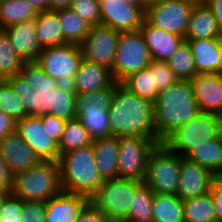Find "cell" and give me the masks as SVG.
Segmentation results:
<instances>
[{"instance_id": "1", "label": "cell", "mask_w": 222, "mask_h": 222, "mask_svg": "<svg viewBox=\"0 0 222 222\" xmlns=\"http://www.w3.org/2000/svg\"><path fill=\"white\" fill-rule=\"evenodd\" d=\"M154 101L141 98L122 83H114L109 108L110 134L114 137H157Z\"/></svg>"}, {"instance_id": "2", "label": "cell", "mask_w": 222, "mask_h": 222, "mask_svg": "<svg viewBox=\"0 0 222 222\" xmlns=\"http://www.w3.org/2000/svg\"><path fill=\"white\" fill-rule=\"evenodd\" d=\"M154 107L155 132L159 143L200 113L190 80H177L160 91Z\"/></svg>"}, {"instance_id": "3", "label": "cell", "mask_w": 222, "mask_h": 222, "mask_svg": "<svg viewBox=\"0 0 222 222\" xmlns=\"http://www.w3.org/2000/svg\"><path fill=\"white\" fill-rule=\"evenodd\" d=\"M6 80L21 98L28 116L49 114L56 79L45 73L36 61L24 62L20 72L6 77Z\"/></svg>"}, {"instance_id": "4", "label": "cell", "mask_w": 222, "mask_h": 222, "mask_svg": "<svg viewBox=\"0 0 222 222\" xmlns=\"http://www.w3.org/2000/svg\"><path fill=\"white\" fill-rule=\"evenodd\" d=\"M58 164L63 192L91 198L104 182L98 171L92 144L61 154Z\"/></svg>"}, {"instance_id": "5", "label": "cell", "mask_w": 222, "mask_h": 222, "mask_svg": "<svg viewBox=\"0 0 222 222\" xmlns=\"http://www.w3.org/2000/svg\"><path fill=\"white\" fill-rule=\"evenodd\" d=\"M62 192L58 162L40 161L14 174L11 194L22 201L46 202Z\"/></svg>"}, {"instance_id": "6", "label": "cell", "mask_w": 222, "mask_h": 222, "mask_svg": "<svg viewBox=\"0 0 222 222\" xmlns=\"http://www.w3.org/2000/svg\"><path fill=\"white\" fill-rule=\"evenodd\" d=\"M222 134V116L200 112L186 125L177 128L163 143L181 157H187L196 147Z\"/></svg>"}, {"instance_id": "7", "label": "cell", "mask_w": 222, "mask_h": 222, "mask_svg": "<svg viewBox=\"0 0 222 222\" xmlns=\"http://www.w3.org/2000/svg\"><path fill=\"white\" fill-rule=\"evenodd\" d=\"M82 59L80 45L65 43L42 48L36 62L56 79L57 88L76 94L75 75Z\"/></svg>"}, {"instance_id": "8", "label": "cell", "mask_w": 222, "mask_h": 222, "mask_svg": "<svg viewBox=\"0 0 222 222\" xmlns=\"http://www.w3.org/2000/svg\"><path fill=\"white\" fill-rule=\"evenodd\" d=\"M180 158L163 142L157 144L148 156L143 183L156 194L177 195Z\"/></svg>"}, {"instance_id": "9", "label": "cell", "mask_w": 222, "mask_h": 222, "mask_svg": "<svg viewBox=\"0 0 222 222\" xmlns=\"http://www.w3.org/2000/svg\"><path fill=\"white\" fill-rule=\"evenodd\" d=\"M114 84L92 93L77 95L76 114L92 140L110 137L109 108Z\"/></svg>"}, {"instance_id": "10", "label": "cell", "mask_w": 222, "mask_h": 222, "mask_svg": "<svg viewBox=\"0 0 222 222\" xmlns=\"http://www.w3.org/2000/svg\"><path fill=\"white\" fill-rule=\"evenodd\" d=\"M142 183L122 178L104 180L90 201L103 211L111 222H125L132 207L135 190Z\"/></svg>"}, {"instance_id": "11", "label": "cell", "mask_w": 222, "mask_h": 222, "mask_svg": "<svg viewBox=\"0 0 222 222\" xmlns=\"http://www.w3.org/2000/svg\"><path fill=\"white\" fill-rule=\"evenodd\" d=\"M150 63L149 49L140 30L120 32L112 68L114 81L122 83L131 74L147 68Z\"/></svg>"}, {"instance_id": "12", "label": "cell", "mask_w": 222, "mask_h": 222, "mask_svg": "<svg viewBox=\"0 0 222 222\" xmlns=\"http://www.w3.org/2000/svg\"><path fill=\"white\" fill-rule=\"evenodd\" d=\"M157 144V137H119L118 178L143 182L148 156Z\"/></svg>"}, {"instance_id": "13", "label": "cell", "mask_w": 222, "mask_h": 222, "mask_svg": "<svg viewBox=\"0 0 222 222\" xmlns=\"http://www.w3.org/2000/svg\"><path fill=\"white\" fill-rule=\"evenodd\" d=\"M198 0H162L148 5L145 20L152 26L185 37L191 11Z\"/></svg>"}, {"instance_id": "14", "label": "cell", "mask_w": 222, "mask_h": 222, "mask_svg": "<svg viewBox=\"0 0 222 222\" xmlns=\"http://www.w3.org/2000/svg\"><path fill=\"white\" fill-rule=\"evenodd\" d=\"M120 32L103 25L90 26L89 33L80 44L82 58L111 70Z\"/></svg>"}, {"instance_id": "15", "label": "cell", "mask_w": 222, "mask_h": 222, "mask_svg": "<svg viewBox=\"0 0 222 222\" xmlns=\"http://www.w3.org/2000/svg\"><path fill=\"white\" fill-rule=\"evenodd\" d=\"M16 132L36 153L41 161L58 162V142L43 130L41 116H25L16 121Z\"/></svg>"}, {"instance_id": "16", "label": "cell", "mask_w": 222, "mask_h": 222, "mask_svg": "<svg viewBox=\"0 0 222 222\" xmlns=\"http://www.w3.org/2000/svg\"><path fill=\"white\" fill-rule=\"evenodd\" d=\"M101 25L118 32L139 31L145 20V12L124 0L100 2Z\"/></svg>"}, {"instance_id": "17", "label": "cell", "mask_w": 222, "mask_h": 222, "mask_svg": "<svg viewBox=\"0 0 222 222\" xmlns=\"http://www.w3.org/2000/svg\"><path fill=\"white\" fill-rule=\"evenodd\" d=\"M217 179L215 175L204 167L186 157H181L177 196L184 201L204 195L210 192Z\"/></svg>"}, {"instance_id": "18", "label": "cell", "mask_w": 222, "mask_h": 222, "mask_svg": "<svg viewBox=\"0 0 222 222\" xmlns=\"http://www.w3.org/2000/svg\"><path fill=\"white\" fill-rule=\"evenodd\" d=\"M190 82L200 112L222 116V74H197Z\"/></svg>"}, {"instance_id": "19", "label": "cell", "mask_w": 222, "mask_h": 222, "mask_svg": "<svg viewBox=\"0 0 222 222\" xmlns=\"http://www.w3.org/2000/svg\"><path fill=\"white\" fill-rule=\"evenodd\" d=\"M0 157L13 174L27 170L41 161L16 131L0 139Z\"/></svg>"}, {"instance_id": "20", "label": "cell", "mask_w": 222, "mask_h": 222, "mask_svg": "<svg viewBox=\"0 0 222 222\" xmlns=\"http://www.w3.org/2000/svg\"><path fill=\"white\" fill-rule=\"evenodd\" d=\"M149 49L151 61L167 62L185 40L181 36L150 25L146 20L140 28Z\"/></svg>"}, {"instance_id": "21", "label": "cell", "mask_w": 222, "mask_h": 222, "mask_svg": "<svg viewBox=\"0 0 222 222\" xmlns=\"http://www.w3.org/2000/svg\"><path fill=\"white\" fill-rule=\"evenodd\" d=\"M3 30L24 62L37 60L42 48L36 35L35 19L7 26Z\"/></svg>"}, {"instance_id": "22", "label": "cell", "mask_w": 222, "mask_h": 222, "mask_svg": "<svg viewBox=\"0 0 222 222\" xmlns=\"http://www.w3.org/2000/svg\"><path fill=\"white\" fill-rule=\"evenodd\" d=\"M188 41L197 74H222V38Z\"/></svg>"}, {"instance_id": "23", "label": "cell", "mask_w": 222, "mask_h": 222, "mask_svg": "<svg viewBox=\"0 0 222 222\" xmlns=\"http://www.w3.org/2000/svg\"><path fill=\"white\" fill-rule=\"evenodd\" d=\"M89 202L84 195L62 191L45 202L46 222H75Z\"/></svg>"}, {"instance_id": "24", "label": "cell", "mask_w": 222, "mask_h": 222, "mask_svg": "<svg viewBox=\"0 0 222 222\" xmlns=\"http://www.w3.org/2000/svg\"><path fill=\"white\" fill-rule=\"evenodd\" d=\"M115 83L110 69L81 60L75 75L76 94H87L109 88Z\"/></svg>"}, {"instance_id": "25", "label": "cell", "mask_w": 222, "mask_h": 222, "mask_svg": "<svg viewBox=\"0 0 222 222\" xmlns=\"http://www.w3.org/2000/svg\"><path fill=\"white\" fill-rule=\"evenodd\" d=\"M222 38L216 19L204 2L198 1L191 11L185 40Z\"/></svg>"}, {"instance_id": "26", "label": "cell", "mask_w": 222, "mask_h": 222, "mask_svg": "<svg viewBox=\"0 0 222 222\" xmlns=\"http://www.w3.org/2000/svg\"><path fill=\"white\" fill-rule=\"evenodd\" d=\"M95 161L103 180L118 178L119 137L92 140Z\"/></svg>"}, {"instance_id": "27", "label": "cell", "mask_w": 222, "mask_h": 222, "mask_svg": "<svg viewBox=\"0 0 222 222\" xmlns=\"http://www.w3.org/2000/svg\"><path fill=\"white\" fill-rule=\"evenodd\" d=\"M35 28L41 48L64 44L61 23L55 10L38 13L35 18Z\"/></svg>"}, {"instance_id": "28", "label": "cell", "mask_w": 222, "mask_h": 222, "mask_svg": "<svg viewBox=\"0 0 222 222\" xmlns=\"http://www.w3.org/2000/svg\"><path fill=\"white\" fill-rule=\"evenodd\" d=\"M186 158L220 178L222 176V134L207 141L206 144L194 148Z\"/></svg>"}, {"instance_id": "29", "label": "cell", "mask_w": 222, "mask_h": 222, "mask_svg": "<svg viewBox=\"0 0 222 222\" xmlns=\"http://www.w3.org/2000/svg\"><path fill=\"white\" fill-rule=\"evenodd\" d=\"M153 222H185L183 201L177 195H153Z\"/></svg>"}, {"instance_id": "30", "label": "cell", "mask_w": 222, "mask_h": 222, "mask_svg": "<svg viewBox=\"0 0 222 222\" xmlns=\"http://www.w3.org/2000/svg\"><path fill=\"white\" fill-rule=\"evenodd\" d=\"M55 11L61 23L64 44L80 45L89 33L90 25L76 15L70 8Z\"/></svg>"}, {"instance_id": "31", "label": "cell", "mask_w": 222, "mask_h": 222, "mask_svg": "<svg viewBox=\"0 0 222 222\" xmlns=\"http://www.w3.org/2000/svg\"><path fill=\"white\" fill-rule=\"evenodd\" d=\"M185 222H216L211 192L183 201Z\"/></svg>"}, {"instance_id": "32", "label": "cell", "mask_w": 222, "mask_h": 222, "mask_svg": "<svg viewBox=\"0 0 222 222\" xmlns=\"http://www.w3.org/2000/svg\"><path fill=\"white\" fill-rule=\"evenodd\" d=\"M38 13L26 0H4L0 3V29L33 20Z\"/></svg>"}, {"instance_id": "33", "label": "cell", "mask_w": 222, "mask_h": 222, "mask_svg": "<svg viewBox=\"0 0 222 222\" xmlns=\"http://www.w3.org/2000/svg\"><path fill=\"white\" fill-rule=\"evenodd\" d=\"M91 144L92 139L78 118L66 121L61 139L58 143L60 155Z\"/></svg>"}, {"instance_id": "34", "label": "cell", "mask_w": 222, "mask_h": 222, "mask_svg": "<svg viewBox=\"0 0 222 222\" xmlns=\"http://www.w3.org/2000/svg\"><path fill=\"white\" fill-rule=\"evenodd\" d=\"M178 80H191L197 75V70L188 41H183L179 48L167 61Z\"/></svg>"}, {"instance_id": "35", "label": "cell", "mask_w": 222, "mask_h": 222, "mask_svg": "<svg viewBox=\"0 0 222 222\" xmlns=\"http://www.w3.org/2000/svg\"><path fill=\"white\" fill-rule=\"evenodd\" d=\"M154 192L142 183L134 193L132 207L125 222H153L152 200Z\"/></svg>"}, {"instance_id": "36", "label": "cell", "mask_w": 222, "mask_h": 222, "mask_svg": "<svg viewBox=\"0 0 222 222\" xmlns=\"http://www.w3.org/2000/svg\"><path fill=\"white\" fill-rule=\"evenodd\" d=\"M122 84L141 98L155 102L158 97L159 92L154 84V72H151L148 67L131 74Z\"/></svg>"}, {"instance_id": "37", "label": "cell", "mask_w": 222, "mask_h": 222, "mask_svg": "<svg viewBox=\"0 0 222 222\" xmlns=\"http://www.w3.org/2000/svg\"><path fill=\"white\" fill-rule=\"evenodd\" d=\"M23 59L16 53L3 29H0V72L6 78L20 72Z\"/></svg>"}, {"instance_id": "38", "label": "cell", "mask_w": 222, "mask_h": 222, "mask_svg": "<svg viewBox=\"0 0 222 222\" xmlns=\"http://www.w3.org/2000/svg\"><path fill=\"white\" fill-rule=\"evenodd\" d=\"M77 94L69 93L62 89H53L52 108L49 114L57 116L65 121L76 119Z\"/></svg>"}, {"instance_id": "39", "label": "cell", "mask_w": 222, "mask_h": 222, "mask_svg": "<svg viewBox=\"0 0 222 222\" xmlns=\"http://www.w3.org/2000/svg\"><path fill=\"white\" fill-rule=\"evenodd\" d=\"M0 110L16 121L28 116L21 98L13 91L6 79L0 82Z\"/></svg>"}, {"instance_id": "40", "label": "cell", "mask_w": 222, "mask_h": 222, "mask_svg": "<svg viewBox=\"0 0 222 222\" xmlns=\"http://www.w3.org/2000/svg\"><path fill=\"white\" fill-rule=\"evenodd\" d=\"M70 9L88 25H101L100 2L98 0H72Z\"/></svg>"}, {"instance_id": "41", "label": "cell", "mask_w": 222, "mask_h": 222, "mask_svg": "<svg viewBox=\"0 0 222 222\" xmlns=\"http://www.w3.org/2000/svg\"><path fill=\"white\" fill-rule=\"evenodd\" d=\"M148 68L154 72V84L158 92L165 90L178 80L167 62L151 61Z\"/></svg>"}, {"instance_id": "42", "label": "cell", "mask_w": 222, "mask_h": 222, "mask_svg": "<svg viewBox=\"0 0 222 222\" xmlns=\"http://www.w3.org/2000/svg\"><path fill=\"white\" fill-rule=\"evenodd\" d=\"M21 222H46V205L41 201H23Z\"/></svg>"}, {"instance_id": "43", "label": "cell", "mask_w": 222, "mask_h": 222, "mask_svg": "<svg viewBox=\"0 0 222 222\" xmlns=\"http://www.w3.org/2000/svg\"><path fill=\"white\" fill-rule=\"evenodd\" d=\"M22 204V200L10 193L0 210V222H21Z\"/></svg>"}, {"instance_id": "44", "label": "cell", "mask_w": 222, "mask_h": 222, "mask_svg": "<svg viewBox=\"0 0 222 222\" xmlns=\"http://www.w3.org/2000/svg\"><path fill=\"white\" fill-rule=\"evenodd\" d=\"M41 122L43 130H46L49 136L59 143L66 121L58 118L57 116L46 114L41 116Z\"/></svg>"}, {"instance_id": "45", "label": "cell", "mask_w": 222, "mask_h": 222, "mask_svg": "<svg viewBox=\"0 0 222 222\" xmlns=\"http://www.w3.org/2000/svg\"><path fill=\"white\" fill-rule=\"evenodd\" d=\"M75 222H111V220L90 201Z\"/></svg>"}, {"instance_id": "46", "label": "cell", "mask_w": 222, "mask_h": 222, "mask_svg": "<svg viewBox=\"0 0 222 222\" xmlns=\"http://www.w3.org/2000/svg\"><path fill=\"white\" fill-rule=\"evenodd\" d=\"M210 192L216 210V222H222V181L219 178L212 185Z\"/></svg>"}, {"instance_id": "47", "label": "cell", "mask_w": 222, "mask_h": 222, "mask_svg": "<svg viewBox=\"0 0 222 222\" xmlns=\"http://www.w3.org/2000/svg\"><path fill=\"white\" fill-rule=\"evenodd\" d=\"M14 174L0 157V191L11 193Z\"/></svg>"}, {"instance_id": "48", "label": "cell", "mask_w": 222, "mask_h": 222, "mask_svg": "<svg viewBox=\"0 0 222 222\" xmlns=\"http://www.w3.org/2000/svg\"><path fill=\"white\" fill-rule=\"evenodd\" d=\"M16 131V120L11 116L6 115L0 110V139Z\"/></svg>"}, {"instance_id": "49", "label": "cell", "mask_w": 222, "mask_h": 222, "mask_svg": "<svg viewBox=\"0 0 222 222\" xmlns=\"http://www.w3.org/2000/svg\"><path fill=\"white\" fill-rule=\"evenodd\" d=\"M203 2L211 10L222 33V0H204Z\"/></svg>"}, {"instance_id": "50", "label": "cell", "mask_w": 222, "mask_h": 222, "mask_svg": "<svg viewBox=\"0 0 222 222\" xmlns=\"http://www.w3.org/2000/svg\"><path fill=\"white\" fill-rule=\"evenodd\" d=\"M37 13L49 10V0H26Z\"/></svg>"}, {"instance_id": "51", "label": "cell", "mask_w": 222, "mask_h": 222, "mask_svg": "<svg viewBox=\"0 0 222 222\" xmlns=\"http://www.w3.org/2000/svg\"><path fill=\"white\" fill-rule=\"evenodd\" d=\"M72 0H49V10L70 8Z\"/></svg>"}, {"instance_id": "52", "label": "cell", "mask_w": 222, "mask_h": 222, "mask_svg": "<svg viewBox=\"0 0 222 222\" xmlns=\"http://www.w3.org/2000/svg\"><path fill=\"white\" fill-rule=\"evenodd\" d=\"M126 3L132 4L141 8L144 12L146 11L148 5L146 4L145 0H124Z\"/></svg>"}, {"instance_id": "53", "label": "cell", "mask_w": 222, "mask_h": 222, "mask_svg": "<svg viewBox=\"0 0 222 222\" xmlns=\"http://www.w3.org/2000/svg\"><path fill=\"white\" fill-rule=\"evenodd\" d=\"M10 193L0 191V210L2 209V206L4 204L5 198L9 195Z\"/></svg>"}, {"instance_id": "54", "label": "cell", "mask_w": 222, "mask_h": 222, "mask_svg": "<svg viewBox=\"0 0 222 222\" xmlns=\"http://www.w3.org/2000/svg\"><path fill=\"white\" fill-rule=\"evenodd\" d=\"M159 1H162V0H145V2H146L147 5H150V4L159 2Z\"/></svg>"}, {"instance_id": "55", "label": "cell", "mask_w": 222, "mask_h": 222, "mask_svg": "<svg viewBox=\"0 0 222 222\" xmlns=\"http://www.w3.org/2000/svg\"><path fill=\"white\" fill-rule=\"evenodd\" d=\"M6 78L2 75V73L0 72V82L4 81Z\"/></svg>"}]
</instances>
